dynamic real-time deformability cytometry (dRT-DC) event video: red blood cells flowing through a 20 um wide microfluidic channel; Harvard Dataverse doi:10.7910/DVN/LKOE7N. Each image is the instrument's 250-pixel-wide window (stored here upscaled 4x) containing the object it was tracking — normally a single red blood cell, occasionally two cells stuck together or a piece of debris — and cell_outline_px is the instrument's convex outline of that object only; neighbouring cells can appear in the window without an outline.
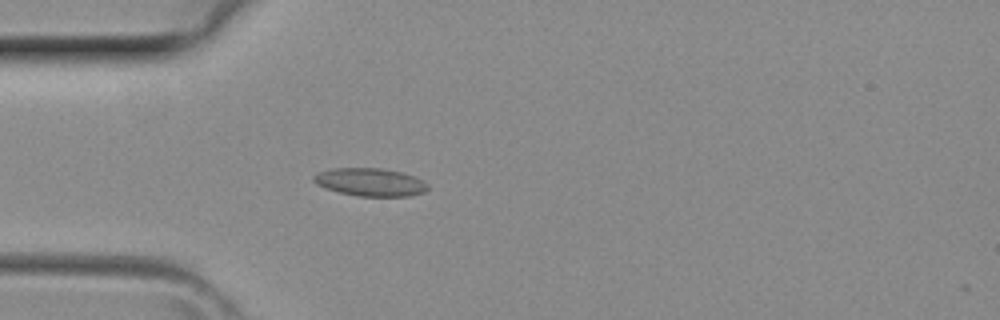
{"species": "common noctule bat (a hibernating species)", "species_latin": "Nyctalus noctula", "temperature_condition": "room temperature", "stored_images_in_passage": 3, "camera_frame_rate_fps": 3000, "um_per_image_px": 0.085, "animal": {"sex": "female", "body_mass_g": 29.2, "forearm_length_mm": 56.3}, "frame": {"image": 1, "passage_image": 3, "time_ms": 0.667, "image_size_px": [1000, 320], "cell_outline_px": [[428, 188], [424, 192], [408, 196], [356, 196], [324, 188], [316, 184], [312, 180], [312, 176], [320, 172], [332, 168], [380, 168], [400, 172], [412, 176], [428, 184]], "centroid_in_image_um": [31.42, 15.48], "position_along_channel_um": 53.6, "area_um2": 18.44}}